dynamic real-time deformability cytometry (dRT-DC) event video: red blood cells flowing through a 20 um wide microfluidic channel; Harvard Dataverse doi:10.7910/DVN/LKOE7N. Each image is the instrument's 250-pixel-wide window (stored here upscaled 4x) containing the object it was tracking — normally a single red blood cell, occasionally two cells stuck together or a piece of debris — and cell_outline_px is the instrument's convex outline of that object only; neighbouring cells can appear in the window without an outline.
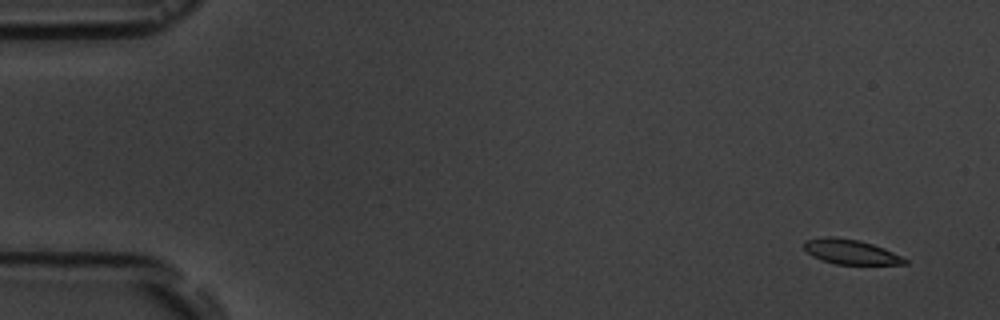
{"species": "common noctule bat (a hibernating species)", "species_latin": "Nyctalus noctula", "temperature_condition": "room temperature", "stored_images_in_passage": 6, "camera_frame_rate_fps": 3000, "um_per_image_px": 0.085, "animal": {"sex": "male", "body_mass_g": 19.5, "forearm_length_mm": 54.6}, "frame": {"image": 1, "passage_image": 1, "time_ms": 0.0, "image_size_px": [1000, 320], "cell_outline_px": [[908, 264], [836, 264], [820, 260], [812, 256], [804, 248], [804, 240], [824, 236], [832, 236], [860, 240], [884, 248], [908, 260]], "centroid_in_image_um": [72.27, 21.39], "position_along_channel_um": 12.7, "area_um2": 14.57}}
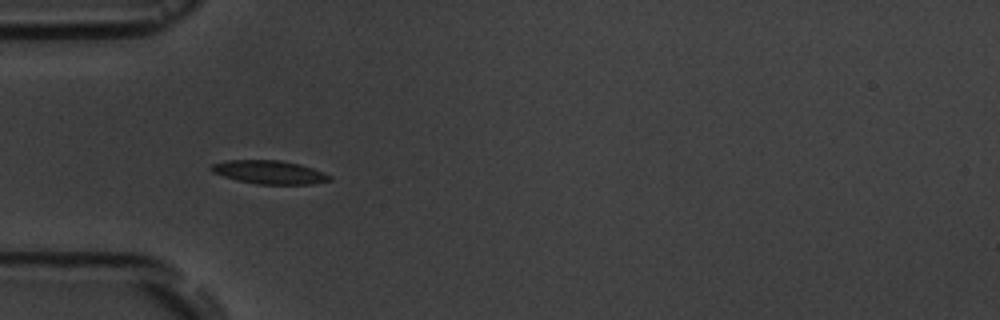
{"frame": {"image": 2, "passage_image": 5, "time_ms": 4.667, "image_size_px": [1000, 320], "cell_outline_px": [[332, 180], [312, 184], [256, 184], [236, 180], [212, 172], [208, 168], [212, 164], [228, 160], [280, 160], [300, 164], [312, 168], [332, 176]], "centroid_in_image_um": [22.88, 14.64], "position_along_channel_um": 62.1, "area_um2": 16.18}}
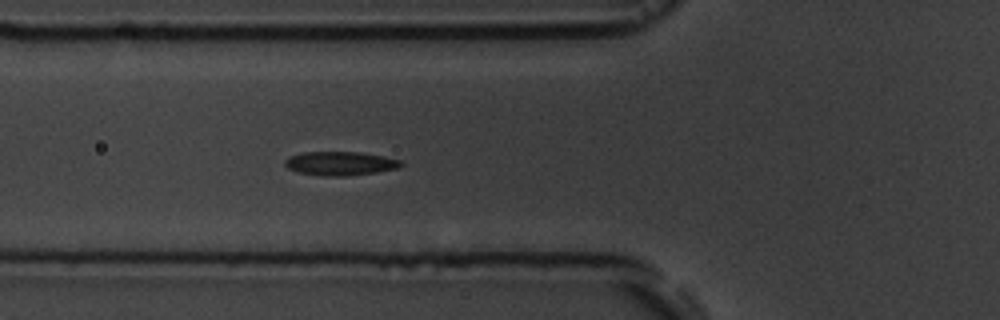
{"frame": {"image": 3, "passage_image": 6, "time_ms": 5.667, "image_size_px": [1000, 320], "cell_outline_px": [[404, 164], [396, 168], [376, 172], [344, 176], [324, 176], [296, 172], [288, 168], [284, 164], [284, 160], [288, 156], [304, 152], [360, 152], [384, 156], [400, 160]], "centroid_in_image_um": [28.88, 13.89], "position_along_channel_um": 96.9, "area_um2": 16.13}}